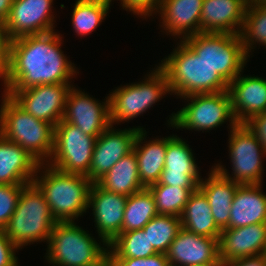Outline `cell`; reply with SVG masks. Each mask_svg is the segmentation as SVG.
<instances>
[{"mask_svg": "<svg viewBox=\"0 0 266 266\" xmlns=\"http://www.w3.org/2000/svg\"><path fill=\"white\" fill-rule=\"evenodd\" d=\"M62 35L55 31L11 40L9 70L4 91H19L37 85L70 84L76 66L61 50Z\"/></svg>", "mask_w": 266, "mask_h": 266, "instance_id": "cell-1", "label": "cell"}, {"mask_svg": "<svg viewBox=\"0 0 266 266\" xmlns=\"http://www.w3.org/2000/svg\"><path fill=\"white\" fill-rule=\"evenodd\" d=\"M33 183L44 194L57 222L75 221L89 210L88 200L93 182L87 176L65 173L47 163H40Z\"/></svg>", "mask_w": 266, "mask_h": 266, "instance_id": "cell-2", "label": "cell"}, {"mask_svg": "<svg viewBox=\"0 0 266 266\" xmlns=\"http://www.w3.org/2000/svg\"><path fill=\"white\" fill-rule=\"evenodd\" d=\"M159 67L177 97L228 91L229 84L183 40Z\"/></svg>", "mask_w": 266, "mask_h": 266, "instance_id": "cell-3", "label": "cell"}, {"mask_svg": "<svg viewBox=\"0 0 266 266\" xmlns=\"http://www.w3.org/2000/svg\"><path fill=\"white\" fill-rule=\"evenodd\" d=\"M76 224L74 221L55 224L47 243V262L52 266H108V244L98 243Z\"/></svg>", "mask_w": 266, "mask_h": 266, "instance_id": "cell-4", "label": "cell"}, {"mask_svg": "<svg viewBox=\"0 0 266 266\" xmlns=\"http://www.w3.org/2000/svg\"><path fill=\"white\" fill-rule=\"evenodd\" d=\"M3 94L0 106V134L20 145L39 163H47L53 151L55 127L34 118L6 93Z\"/></svg>", "mask_w": 266, "mask_h": 266, "instance_id": "cell-5", "label": "cell"}, {"mask_svg": "<svg viewBox=\"0 0 266 266\" xmlns=\"http://www.w3.org/2000/svg\"><path fill=\"white\" fill-rule=\"evenodd\" d=\"M57 221L52 216L44 194L34 184L26 185L8 225L6 236L19 248L47 241Z\"/></svg>", "mask_w": 266, "mask_h": 266, "instance_id": "cell-6", "label": "cell"}, {"mask_svg": "<svg viewBox=\"0 0 266 266\" xmlns=\"http://www.w3.org/2000/svg\"><path fill=\"white\" fill-rule=\"evenodd\" d=\"M182 98L187 99L188 103L177 113L171 114L167 121L169 127L209 132V130L218 128L228 120L230 129L238 125L233 114L229 91L194 94Z\"/></svg>", "mask_w": 266, "mask_h": 266, "instance_id": "cell-7", "label": "cell"}, {"mask_svg": "<svg viewBox=\"0 0 266 266\" xmlns=\"http://www.w3.org/2000/svg\"><path fill=\"white\" fill-rule=\"evenodd\" d=\"M154 69L145 75L144 81L126 84L108 94L111 125L133 120L153 107L162 96L172 95L163 70L159 66Z\"/></svg>", "mask_w": 266, "mask_h": 266, "instance_id": "cell-8", "label": "cell"}, {"mask_svg": "<svg viewBox=\"0 0 266 266\" xmlns=\"http://www.w3.org/2000/svg\"><path fill=\"white\" fill-rule=\"evenodd\" d=\"M183 41L228 84L244 70L249 61L240 34L200 32Z\"/></svg>", "mask_w": 266, "mask_h": 266, "instance_id": "cell-9", "label": "cell"}, {"mask_svg": "<svg viewBox=\"0 0 266 266\" xmlns=\"http://www.w3.org/2000/svg\"><path fill=\"white\" fill-rule=\"evenodd\" d=\"M229 134L228 150L233 166L232 177L223 165L218 163L213 167L240 185L262 184L264 174L262 157L266 156L262 144L245 124H238Z\"/></svg>", "mask_w": 266, "mask_h": 266, "instance_id": "cell-10", "label": "cell"}, {"mask_svg": "<svg viewBox=\"0 0 266 266\" xmlns=\"http://www.w3.org/2000/svg\"><path fill=\"white\" fill-rule=\"evenodd\" d=\"M95 140L62 119L55 126L53 151L47 164L65 173L87 176Z\"/></svg>", "mask_w": 266, "mask_h": 266, "instance_id": "cell-11", "label": "cell"}, {"mask_svg": "<svg viewBox=\"0 0 266 266\" xmlns=\"http://www.w3.org/2000/svg\"><path fill=\"white\" fill-rule=\"evenodd\" d=\"M72 87V84H47L3 93L34 118L55 127L63 119L67 96Z\"/></svg>", "mask_w": 266, "mask_h": 266, "instance_id": "cell-12", "label": "cell"}, {"mask_svg": "<svg viewBox=\"0 0 266 266\" xmlns=\"http://www.w3.org/2000/svg\"><path fill=\"white\" fill-rule=\"evenodd\" d=\"M143 127L114 129L110 125L95 140L91 166L87 177L96 183L125 155L133 151L138 131Z\"/></svg>", "mask_w": 266, "mask_h": 266, "instance_id": "cell-13", "label": "cell"}, {"mask_svg": "<svg viewBox=\"0 0 266 266\" xmlns=\"http://www.w3.org/2000/svg\"><path fill=\"white\" fill-rule=\"evenodd\" d=\"M52 4L53 0H13L9 16L3 23L9 38L55 31Z\"/></svg>", "mask_w": 266, "mask_h": 266, "instance_id": "cell-14", "label": "cell"}, {"mask_svg": "<svg viewBox=\"0 0 266 266\" xmlns=\"http://www.w3.org/2000/svg\"><path fill=\"white\" fill-rule=\"evenodd\" d=\"M99 102L87 93L72 87L69 91L63 120L97 138L110 125L109 96Z\"/></svg>", "mask_w": 266, "mask_h": 266, "instance_id": "cell-15", "label": "cell"}, {"mask_svg": "<svg viewBox=\"0 0 266 266\" xmlns=\"http://www.w3.org/2000/svg\"><path fill=\"white\" fill-rule=\"evenodd\" d=\"M126 196L107 191L93 183L88 208H92L95 227L102 243L108 245L121 233Z\"/></svg>", "mask_w": 266, "mask_h": 266, "instance_id": "cell-16", "label": "cell"}, {"mask_svg": "<svg viewBox=\"0 0 266 266\" xmlns=\"http://www.w3.org/2000/svg\"><path fill=\"white\" fill-rule=\"evenodd\" d=\"M189 145L177 135L167 137L165 165L160 184L182 188H199L202 178Z\"/></svg>", "mask_w": 266, "mask_h": 266, "instance_id": "cell-17", "label": "cell"}, {"mask_svg": "<svg viewBox=\"0 0 266 266\" xmlns=\"http://www.w3.org/2000/svg\"><path fill=\"white\" fill-rule=\"evenodd\" d=\"M266 223L225 228L219 239V257L223 263L243 257L265 254Z\"/></svg>", "mask_w": 266, "mask_h": 266, "instance_id": "cell-18", "label": "cell"}, {"mask_svg": "<svg viewBox=\"0 0 266 266\" xmlns=\"http://www.w3.org/2000/svg\"><path fill=\"white\" fill-rule=\"evenodd\" d=\"M219 239L197 235L181 228L170 244L167 259L181 266L222 261L219 257Z\"/></svg>", "mask_w": 266, "mask_h": 266, "instance_id": "cell-19", "label": "cell"}, {"mask_svg": "<svg viewBox=\"0 0 266 266\" xmlns=\"http://www.w3.org/2000/svg\"><path fill=\"white\" fill-rule=\"evenodd\" d=\"M241 72L230 84L233 114L238 124L266 112V79ZM243 75V76H241Z\"/></svg>", "mask_w": 266, "mask_h": 266, "instance_id": "cell-20", "label": "cell"}, {"mask_svg": "<svg viewBox=\"0 0 266 266\" xmlns=\"http://www.w3.org/2000/svg\"><path fill=\"white\" fill-rule=\"evenodd\" d=\"M246 8V0H203L200 32L240 34Z\"/></svg>", "mask_w": 266, "mask_h": 266, "instance_id": "cell-21", "label": "cell"}, {"mask_svg": "<svg viewBox=\"0 0 266 266\" xmlns=\"http://www.w3.org/2000/svg\"><path fill=\"white\" fill-rule=\"evenodd\" d=\"M202 5L203 0H162L156 12L161 15L160 27L180 40L200 33Z\"/></svg>", "mask_w": 266, "mask_h": 266, "instance_id": "cell-22", "label": "cell"}, {"mask_svg": "<svg viewBox=\"0 0 266 266\" xmlns=\"http://www.w3.org/2000/svg\"><path fill=\"white\" fill-rule=\"evenodd\" d=\"M39 164L20 145L0 134V184L33 183Z\"/></svg>", "mask_w": 266, "mask_h": 266, "instance_id": "cell-23", "label": "cell"}, {"mask_svg": "<svg viewBox=\"0 0 266 266\" xmlns=\"http://www.w3.org/2000/svg\"><path fill=\"white\" fill-rule=\"evenodd\" d=\"M262 184L239 185L230 211L226 228H239L257 223H266V194Z\"/></svg>", "mask_w": 266, "mask_h": 266, "instance_id": "cell-24", "label": "cell"}, {"mask_svg": "<svg viewBox=\"0 0 266 266\" xmlns=\"http://www.w3.org/2000/svg\"><path fill=\"white\" fill-rule=\"evenodd\" d=\"M201 179L199 189L204 193L211 207V214L222 230L229 225L234 194L240 184L219 173L213 166L208 178Z\"/></svg>", "mask_w": 266, "mask_h": 266, "instance_id": "cell-25", "label": "cell"}, {"mask_svg": "<svg viewBox=\"0 0 266 266\" xmlns=\"http://www.w3.org/2000/svg\"><path fill=\"white\" fill-rule=\"evenodd\" d=\"M146 133V130L138 131L133 148L137 158L139 179L145 188L160 180L167 149V137L143 142L146 140Z\"/></svg>", "mask_w": 266, "mask_h": 266, "instance_id": "cell-26", "label": "cell"}, {"mask_svg": "<svg viewBox=\"0 0 266 266\" xmlns=\"http://www.w3.org/2000/svg\"><path fill=\"white\" fill-rule=\"evenodd\" d=\"M209 201L198 188L190 197L180 216L181 227L188 232L210 238H220L221 229L211 214Z\"/></svg>", "mask_w": 266, "mask_h": 266, "instance_id": "cell-27", "label": "cell"}, {"mask_svg": "<svg viewBox=\"0 0 266 266\" xmlns=\"http://www.w3.org/2000/svg\"><path fill=\"white\" fill-rule=\"evenodd\" d=\"M96 183L107 191L126 197L145 189L139 179L137 158L134 150L121 158Z\"/></svg>", "mask_w": 266, "mask_h": 266, "instance_id": "cell-28", "label": "cell"}, {"mask_svg": "<svg viewBox=\"0 0 266 266\" xmlns=\"http://www.w3.org/2000/svg\"><path fill=\"white\" fill-rule=\"evenodd\" d=\"M157 215L153 195L147 188L131 194L126 201L121 233L143 229Z\"/></svg>", "mask_w": 266, "mask_h": 266, "instance_id": "cell-29", "label": "cell"}, {"mask_svg": "<svg viewBox=\"0 0 266 266\" xmlns=\"http://www.w3.org/2000/svg\"><path fill=\"white\" fill-rule=\"evenodd\" d=\"M109 258L143 259L158 252L143 229L120 233L109 245Z\"/></svg>", "mask_w": 266, "mask_h": 266, "instance_id": "cell-30", "label": "cell"}, {"mask_svg": "<svg viewBox=\"0 0 266 266\" xmlns=\"http://www.w3.org/2000/svg\"><path fill=\"white\" fill-rule=\"evenodd\" d=\"M110 2L104 0H77L72 12V26L77 35L87 36L107 16Z\"/></svg>", "mask_w": 266, "mask_h": 266, "instance_id": "cell-31", "label": "cell"}, {"mask_svg": "<svg viewBox=\"0 0 266 266\" xmlns=\"http://www.w3.org/2000/svg\"><path fill=\"white\" fill-rule=\"evenodd\" d=\"M154 198L159 215L180 217L190 195L198 188H182L155 183L147 187Z\"/></svg>", "mask_w": 266, "mask_h": 266, "instance_id": "cell-32", "label": "cell"}, {"mask_svg": "<svg viewBox=\"0 0 266 266\" xmlns=\"http://www.w3.org/2000/svg\"><path fill=\"white\" fill-rule=\"evenodd\" d=\"M181 228L180 217L158 214L143 227V230L153 248L158 253L166 254Z\"/></svg>", "mask_w": 266, "mask_h": 266, "instance_id": "cell-33", "label": "cell"}, {"mask_svg": "<svg viewBox=\"0 0 266 266\" xmlns=\"http://www.w3.org/2000/svg\"><path fill=\"white\" fill-rule=\"evenodd\" d=\"M240 36L248 57L252 48L255 49L254 45L260 43L266 47V6L246 8Z\"/></svg>", "mask_w": 266, "mask_h": 266, "instance_id": "cell-34", "label": "cell"}, {"mask_svg": "<svg viewBox=\"0 0 266 266\" xmlns=\"http://www.w3.org/2000/svg\"><path fill=\"white\" fill-rule=\"evenodd\" d=\"M26 185L28 184H0V228L4 229L8 225Z\"/></svg>", "mask_w": 266, "mask_h": 266, "instance_id": "cell-35", "label": "cell"}, {"mask_svg": "<svg viewBox=\"0 0 266 266\" xmlns=\"http://www.w3.org/2000/svg\"><path fill=\"white\" fill-rule=\"evenodd\" d=\"M168 263L165 253H157L143 259L109 258L108 266H167Z\"/></svg>", "mask_w": 266, "mask_h": 266, "instance_id": "cell-36", "label": "cell"}, {"mask_svg": "<svg viewBox=\"0 0 266 266\" xmlns=\"http://www.w3.org/2000/svg\"><path fill=\"white\" fill-rule=\"evenodd\" d=\"M162 0H121L123 9L140 17L156 15Z\"/></svg>", "mask_w": 266, "mask_h": 266, "instance_id": "cell-37", "label": "cell"}, {"mask_svg": "<svg viewBox=\"0 0 266 266\" xmlns=\"http://www.w3.org/2000/svg\"><path fill=\"white\" fill-rule=\"evenodd\" d=\"M19 248L6 236L5 230L0 228V266H19L15 255Z\"/></svg>", "mask_w": 266, "mask_h": 266, "instance_id": "cell-38", "label": "cell"}, {"mask_svg": "<svg viewBox=\"0 0 266 266\" xmlns=\"http://www.w3.org/2000/svg\"><path fill=\"white\" fill-rule=\"evenodd\" d=\"M11 39L5 30L4 24L0 23V79L4 82L9 70Z\"/></svg>", "mask_w": 266, "mask_h": 266, "instance_id": "cell-39", "label": "cell"}, {"mask_svg": "<svg viewBox=\"0 0 266 266\" xmlns=\"http://www.w3.org/2000/svg\"><path fill=\"white\" fill-rule=\"evenodd\" d=\"M245 126L257 137L266 151V112L253 116Z\"/></svg>", "mask_w": 266, "mask_h": 266, "instance_id": "cell-40", "label": "cell"}, {"mask_svg": "<svg viewBox=\"0 0 266 266\" xmlns=\"http://www.w3.org/2000/svg\"><path fill=\"white\" fill-rule=\"evenodd\" d=\"M224 266H266V254L238 258L224 263Z\"/></svg>", "mask_w": 266, "mask_h": 266, "instance_id": "cell-41", "label": "cell"}, {"mask_svg": "<svg viewBox=\"0 0 266 266\" xmlns=\"http://www.w3.org/2000/svg\"><path fill=\"white\" fill-rule=\"evenodd\" d=\"M13 0H0V23H4L10 13Z\"/></svg>", "mask_w": 266, "mask_h": 266, "instance_id": "cell-42", "label": "cell"}, {"mask_svg": "<svg viewBox=\"0 0 266 266\" xmlns=\"http://www.w3.org/2000/svg\"><path fill=\"white\" fill-rule=\"evenodd\" d=\"M247 7L256 6V7H265L266 0H246Z\"/></svg>", "mask_w": 266, "mask_h": 266, "instance_id": "cell-43", "label": "cell"}, {"mask_svg": "<svg viewBox=\"0 0 266 266\" xmlns=\"http://www.w3.org/2000/svg\"><path fill=\"white\" fill-rule=\"evenodd\" d=\"M195 266H224V263L223 261H212V262L201 263Z\"/></svg>", "mask_w": 266, "mask_h": 266, "instance_id": "cell-44", "label": "cell"}, {"mask_svg": "<svg viewBox=\"0 0 266 266\" xmlns=\"http://www.w3.org/2000/svg\"><path fill=\"white\" fill-rule=\"evenodd\" d=\"M167 266H181V265H177V264H173V263H168Z\"/></svg>", "mask_w": 266, "mask_h": 266, "instance_id": "cell-45", "label": "cell"}]
</instances>
